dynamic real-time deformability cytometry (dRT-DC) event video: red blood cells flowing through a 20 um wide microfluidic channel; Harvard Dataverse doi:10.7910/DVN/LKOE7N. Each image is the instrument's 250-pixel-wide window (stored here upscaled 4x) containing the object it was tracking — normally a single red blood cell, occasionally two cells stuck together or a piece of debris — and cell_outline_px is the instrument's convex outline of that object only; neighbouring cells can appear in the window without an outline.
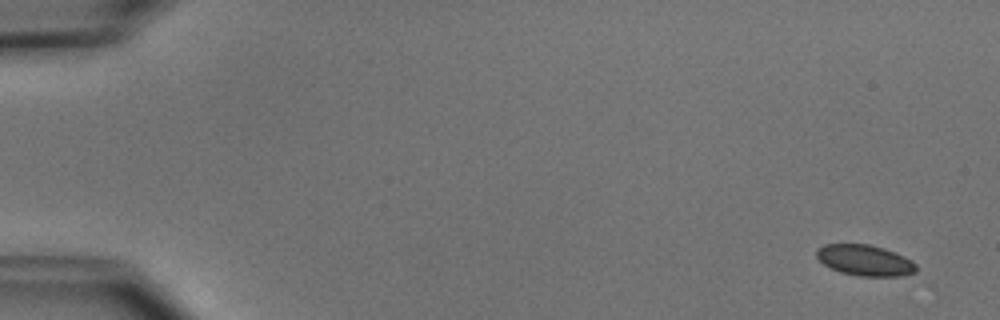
{"species": "common noctule bat (a hibernating species)", "species_latin": "Nyctalus noctula", "temperature_condition": "cold", "stored_images_in_passage": 5, "camera_frame_rate_fps": 3000, "um_per_image_px": 0.085, "animal": {"sex": "male", "body_mass_g": 15.6}, "frame": {"image": 1, "passage_image": 1, "time_ms": 0.0, "image_size_px": [1000, 320], "cell_outline_px": [[916, 272], [900, 276], [860, 276], [840, 272], [824, 264], [816, 256], [816, 248], [824, 244], [868, 244], [884, 248], [896, 252], [912, 260], [916, 264]], "centroid_in_image_um": [73.52, 22.12], "position_along_channel_um": 11.5, "area_um2": 17.98}}
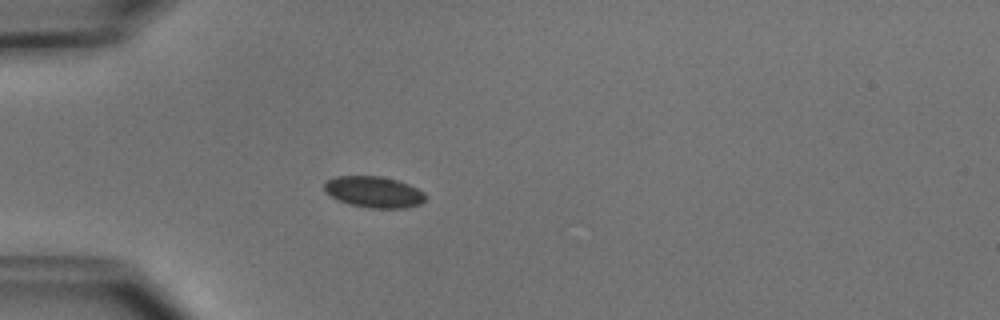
{"frame": {"image": 2, "passage_image": 5, "time_ms": 4.333, "image_size_px": [1000, 320], "cell_outline_px": [[424, 200], [420, 204], [404, 208], [368, 208], [348, 204], [324, 192], [324, 184], [328, 180], [336, 176], [380, 176], [396, 180], [408, 184], [424, 192]], "centroid_in_image_um": [31.76, 16.32], "position_along_channel_um": 53.2, "area_um2": 18.26}}